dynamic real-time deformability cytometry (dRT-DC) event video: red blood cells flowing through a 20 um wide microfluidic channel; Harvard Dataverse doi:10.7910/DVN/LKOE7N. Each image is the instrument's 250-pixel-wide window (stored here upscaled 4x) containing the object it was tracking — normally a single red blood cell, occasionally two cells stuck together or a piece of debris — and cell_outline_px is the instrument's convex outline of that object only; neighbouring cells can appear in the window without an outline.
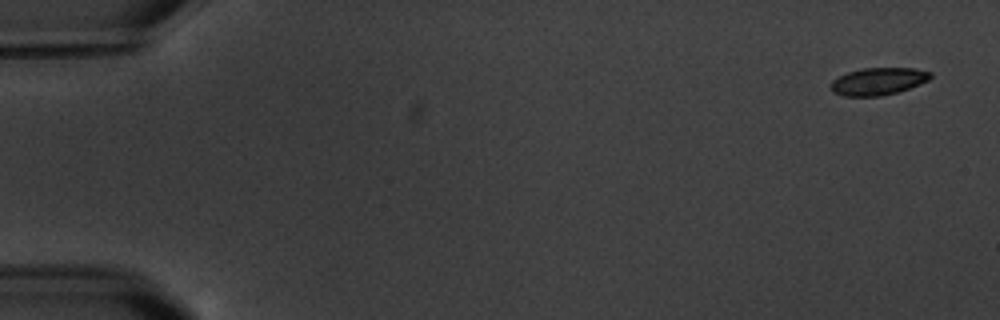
{"species": "common noctule bat (a hibernating species)", "species_latin": "Nyctalus noctula", "temperature_condition": "warm", "stored_images_in_passage": 5, "camera_frame_rate_fps": 3000, "um_per_image_px": 0.085, "animal": {"sex": "male", "body_mass_g": 20.1, "forearm_length_mm": 53.5}, "frame": {"image": 1, "passage_image": 1, "time_ms": 0.0, "image_size_px": [1000, 320], "cell_outline_px": [[932, 76], [928, 80], [920, 84], [896, 92], [880, 96], [844, 96], [832, 92], [832, 80], [848, 72], [864, 68], [912, 68], [932, 72]], "centroid_in_image_um": [74.66, 6.91], "position_along_channel_um": 10.3, "area_um2": 15.66}}
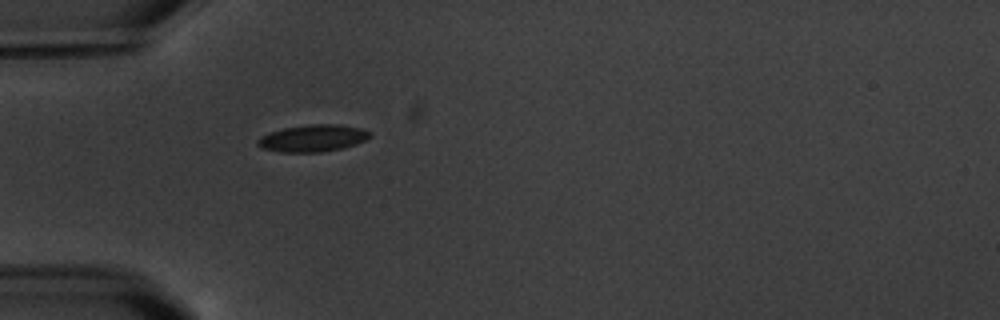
{"frame": {"image": 2, "passage_image": 5, "time_ms": 5.333, "image_size_px": [1000, 320], "cell_outline_px": [[372, 136], [356, 144], [344, 148], [320, 152], [280, 152], [260, 148], [256, 144], [256, 140], [260, 136], [284, 128], [308, 124], [336, 124], [360, 128], [368, 132]], "centroid_in_image_um": [26.55, 11.75], "position_along_channel_um": 58.5, "area_um2": 17.63}}